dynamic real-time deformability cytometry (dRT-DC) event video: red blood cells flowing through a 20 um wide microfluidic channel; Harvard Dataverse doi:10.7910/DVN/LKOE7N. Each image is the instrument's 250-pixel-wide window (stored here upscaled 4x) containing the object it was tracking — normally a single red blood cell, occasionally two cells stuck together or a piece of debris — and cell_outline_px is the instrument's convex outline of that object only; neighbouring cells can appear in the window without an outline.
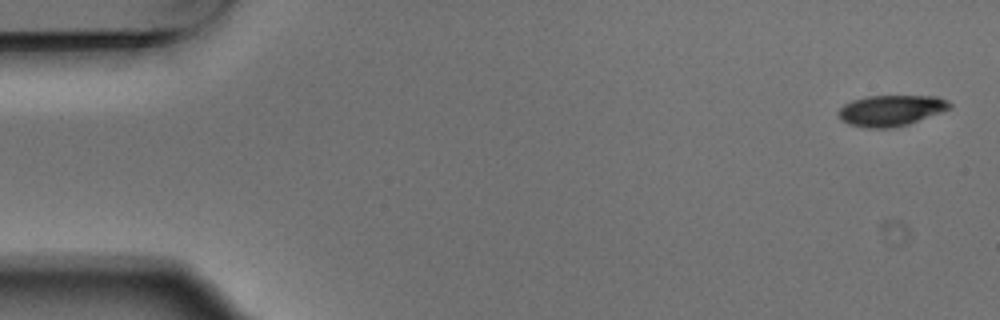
{"species": "Egyptian fruit bat (a non-hibernating species)", "species_latin": "Rousettus aegyptiacus", "temperature_condition": "warm", "stored_images_in_passage": 5, "camera_frame_rate_fps": 3000, "um_per_image_px": 0.085, "animal": {"sex": "male"}, "frame": {"image": 1, "passage_image": 1, "time_ms": 0.0, "image_size_px": [1000, 320], "cell_outline_px": [[952, 104], [948, 108], [940, 112], [908, 124], [892, 128], [864, 128], [848, 124], [836, 112], [844, 104], [852, 100], [868, 96], [936, 96], [948, 100]], "centroid_in_image_um": [75.7, 9.39], "position_along_channel_um": 9.3, "area_um2": 19.88}}
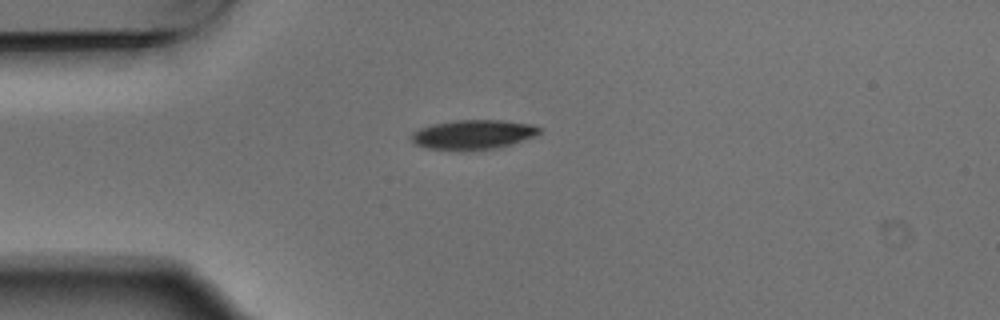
{"frame": {"image": 2, "passage_image": 4, "time_ms": 1.0, "image_size_px": [1000, 320], "cell_outline_px": [[540, 132], [532, 136], [496, 148], [464, 152], [460, 152], [428, 148], [416, 144], [412, 140], [412, 132], [420, 128], [432, 124], [452, 120], [500, 120], [532, 124], [540, 128]], "centroid_in_image_um": [40.15, 11.45], "position_along_channel_um": 44.9, "area_um2": 22.02}}
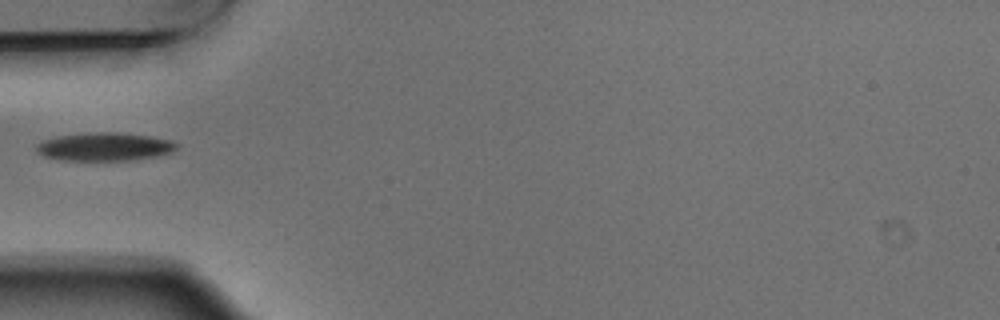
{"frame": {"image": 3, "passage_image": 5, "time_ms": 1.333, "image_size_px": [1000, 320], "cell_outline_px": [[180, 144], [172, 152], [160, 156], [136, 160], [60, 160], [44, 156], [36, 152], [36, 144], [44, 140], [60, 136], [96, 132], [112, 132], [148, 136], [172, 140]], "centroid_in_image_um": [8.93, 12.48], "position_along_channel_um": 76.1, "area_um2": 23.06}}